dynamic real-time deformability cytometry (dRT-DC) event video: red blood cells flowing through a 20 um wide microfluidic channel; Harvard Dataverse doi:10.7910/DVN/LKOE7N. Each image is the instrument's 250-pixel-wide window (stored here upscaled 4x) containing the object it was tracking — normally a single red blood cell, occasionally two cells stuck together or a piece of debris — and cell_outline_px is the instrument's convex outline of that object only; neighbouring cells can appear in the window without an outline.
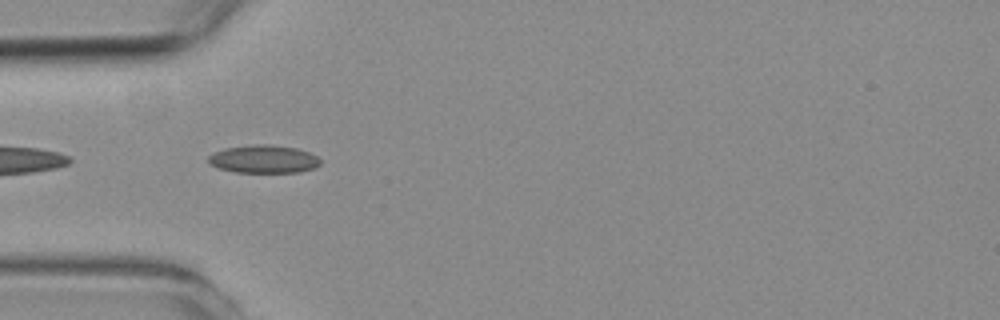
{"species": "common noctule bat (a hibernating species)", "species_latin": "Nyctalus noctula", "temperature_condition": "room temperature", "stored_images_in_passage": 4, "camera_frame_rate_fps": 3000, "um_per_image_px": 0.085, "animal": {"sex": "female", "body_mass_g": 19.3, "forearm_length_mm": 54.1}, "frame": {"image": 1, "passage_image": 2, "time_ms": 0.333, "image_size_px": [1000, 320], "cell_outline_px": [[320, 164], [312, 168], [300, 172], [236, 172], [220, 168], [208, 164], [208, 156], [224, 148], [256, 144], [268, 144], [296, 148], [308, 152], [316, 156], [320, 160]], "centroid_in_image_um": [22.39, 13.52], "position_along_channel_um": 62.6, "area_um2": 18.09}}